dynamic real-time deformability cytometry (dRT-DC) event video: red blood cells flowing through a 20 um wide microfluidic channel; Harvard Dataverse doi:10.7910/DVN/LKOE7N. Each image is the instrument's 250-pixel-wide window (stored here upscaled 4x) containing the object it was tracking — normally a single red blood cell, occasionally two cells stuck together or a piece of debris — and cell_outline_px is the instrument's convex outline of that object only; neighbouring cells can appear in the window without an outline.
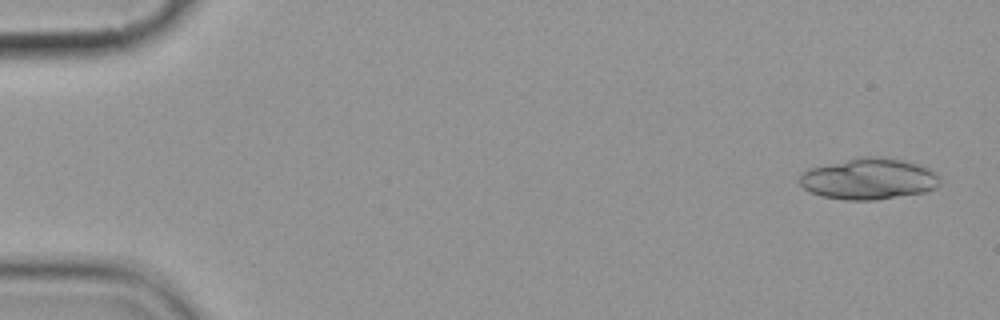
{"species": "common noctule bat (a hibernating species)", "species_latin": "Nyctalus noctula", "temperature_condition": "cold", "stored_images_in_passage": 8, "segment_of_instrument_passage": [1, 2], "camera_frame_rate_fps": 3000, "um_per_image_px": 0.085, "animal": {"sex": "female", "body_mass_g": 19.9}, "frame": {"image": 1, "passage_image": 1, "time_ms": 0.0, "image_size_px": [1000, 320], "cell_outline_px": [[940, 184], [936, 188], [924, 192], [876, 200], [844, 200], [820, 196], [808, 192], [796, 180], [800, 172], [808, 168], [856, 156], [880, 156], [904, 160], [920, 164], [936, 172], [940, 180]], "centroid_in_image_um": [73.79, 15.19], "position_along_channel_um": 11.2, "area_um2": 34.56}}